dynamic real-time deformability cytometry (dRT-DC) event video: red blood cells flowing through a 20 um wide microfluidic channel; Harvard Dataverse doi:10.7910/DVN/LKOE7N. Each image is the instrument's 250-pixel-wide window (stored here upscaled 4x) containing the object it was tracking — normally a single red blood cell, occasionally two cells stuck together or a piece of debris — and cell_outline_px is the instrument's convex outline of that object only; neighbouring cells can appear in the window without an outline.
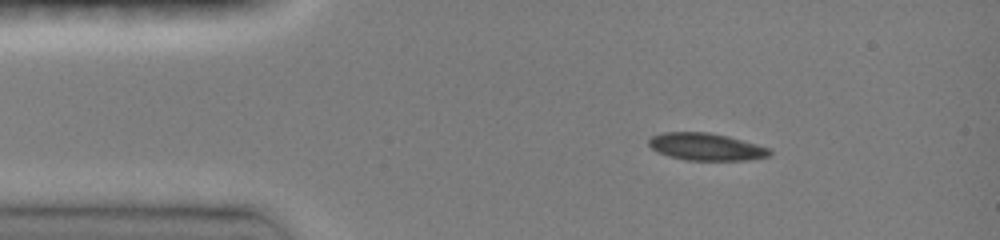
{"species": "common noctule bat (a hibernating species)", "species_latin": "Nyctalus noctula", "temperature_condition": "room temperature", "stored_images_in_passage": 6, "camera_frame_rate_fps": 3000, "um_per_image_px": 0.085, "animal": {"sex": "female", "body_mass_g": 19.0, "forearm_length_mm": 51.5}, "frame": {"image": 1, "passage_image": 3, "time_ms": 1.333, "image_size_px": [1000, 240], "cell_outline_px": [[772, 152], [768, 156], [748, 160], [684, 160], [668, 156], [652, 148], [648, 144], [648, 140], [652, 136], [664, 132], [708, 132], [728, 136], [772, 148]], "centroid_in_image_um": [60.04, 12.47], "position_along_channel_um": 25.0, "area_um2": 19.25}}
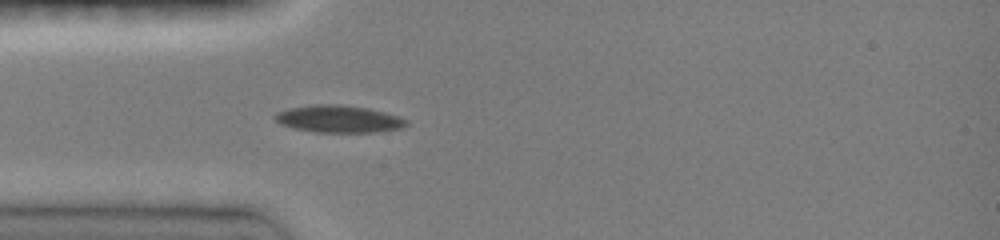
{"frame": {"image": 2, "passage_image": 6, "time_ms": 3.333, "image_size_px": [1000, 240], "cell_outline_px": [[408, 124], [400, 128], [376, 132], [316, 132], [292, 128], [280, 124], [272, 116], [276, 112], [288, 108], [312, 104], [340, 104], [368, 108], [400, 116], [408, 120]], "centroid_in_image_um": [28.76, 10.1], "position_along_channel_um": 56.2, "area_um2": 21.04}}